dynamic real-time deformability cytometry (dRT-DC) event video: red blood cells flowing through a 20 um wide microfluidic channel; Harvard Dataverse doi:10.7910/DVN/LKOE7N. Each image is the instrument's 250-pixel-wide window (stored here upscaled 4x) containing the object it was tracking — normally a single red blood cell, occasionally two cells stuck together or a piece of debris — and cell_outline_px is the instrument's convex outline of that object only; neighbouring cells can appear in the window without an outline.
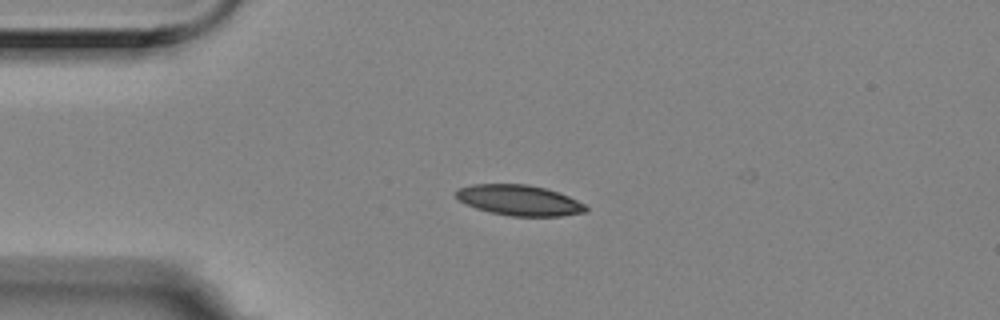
{"species": "Egyptian fruit bat (a non-hibernating species)", "species_latin": "Rousettus aegyptiacus", "temperature_condition": "room temperature", "stored_images_in_passage": 4, "camera_frame_rate_fps": 3000, "um_per_image_px": 0.085, "animal": {"sex": "female"}, "frame": {"image": 1, "passage_image": 3, "time_ms": 0.667, "image_size_px": [1000, 320], "cell_outline_px": [[588, 212], [560, 216], [512, 216], [492, 212], [476, 208], [460, 200], [456, 196], [456, 188], [472, 184], [528, 184], [548, 188], [568, 196], [584, 204], [588, 208]], "centroid_in_image_um": [44.16, 17.01], "position_along_channel_um": 40.8, "area_um2": 23.06}}